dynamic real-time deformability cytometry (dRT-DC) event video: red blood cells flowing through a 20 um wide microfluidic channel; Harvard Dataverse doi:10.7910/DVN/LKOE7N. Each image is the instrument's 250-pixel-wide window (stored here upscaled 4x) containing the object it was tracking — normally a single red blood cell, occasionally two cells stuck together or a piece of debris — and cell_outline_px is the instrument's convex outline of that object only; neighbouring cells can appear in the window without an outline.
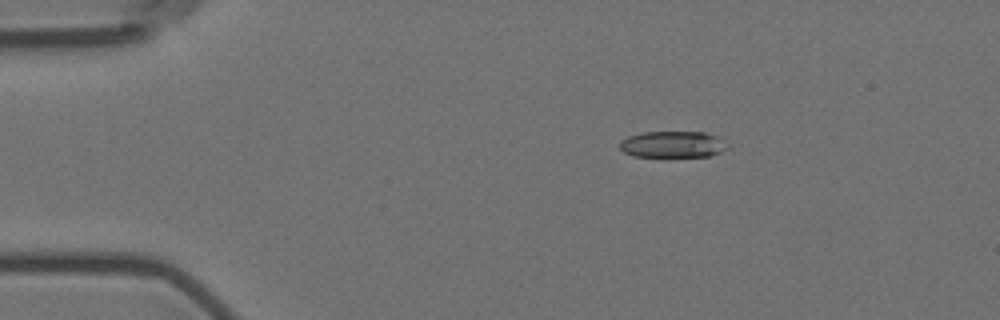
{"species": "Egyptian fruit bat (a non-hibernating species)", "species_latin": "Rousettus aegyptiacus", "temperature_condition": "room temperature", "stored_images_in_passage": 5, "camera_frame_rate_fps": 3000, "um_per_image_px": 0.085, "animal": {"sex": "female"}, "frame": {"image": 1, "passage_image": 3, "time_ms": 2.333, "image_size_px": [1000, 320], "cell_outline_px": [[728, 148], [720, 152], [708, 156], [668, 160], [632, 156], [624, 152], [620, 148], [620, 140], [628, 136], [644, 132], [704, 132], [716, 136], [724, 140]], "centroid_in_image_um": [57.15, 12.33], "position_along_channel_um": 27.9, "area_um2": 17.57}}
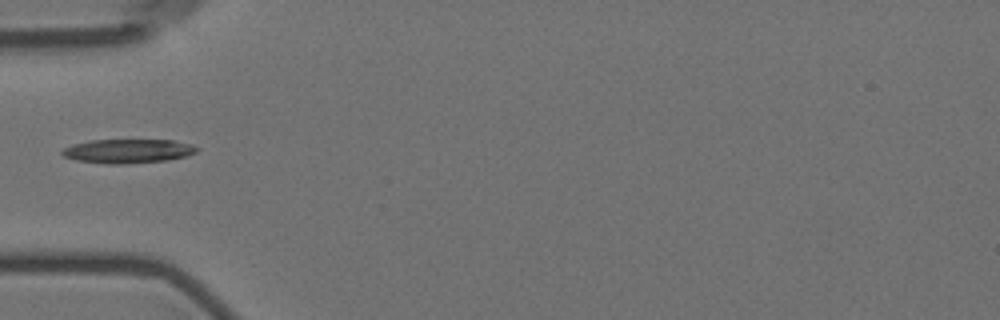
{"frame": {"image": 2, "passage_image": 5, "time_ms": 5.333, "image_size_px": [1000, 320], "cell_outline_px": [[200, 148], [196, 152], [184, 156], [168, 160], [120, 164], [108, 164], [76, 160], [64, 156], [60, 152], [64, 148], [72, 144], [88, 140], [172, 140], [192, 144]], "centroid_in_image_um": [10.86, 12.83], "position_along_channel_um": 74.1, "area_um2": 18.84}}